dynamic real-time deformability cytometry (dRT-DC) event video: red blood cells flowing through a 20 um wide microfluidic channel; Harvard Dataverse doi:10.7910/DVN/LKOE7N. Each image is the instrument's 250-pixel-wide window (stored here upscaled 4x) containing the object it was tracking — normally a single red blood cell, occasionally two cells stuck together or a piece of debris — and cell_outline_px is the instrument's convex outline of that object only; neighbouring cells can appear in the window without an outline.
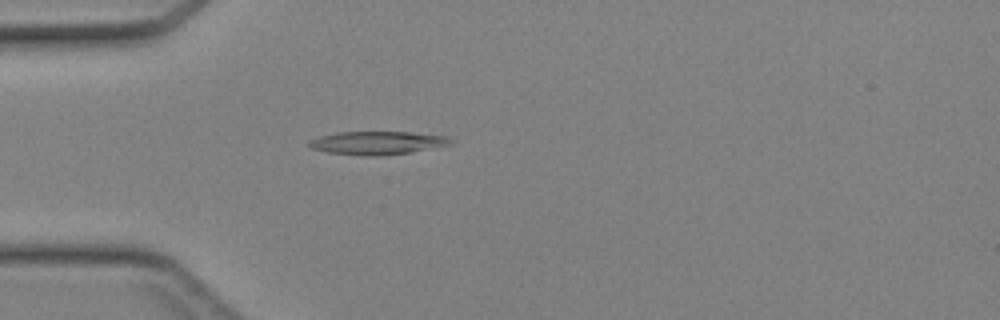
{"species": "Egyptian fruit bat (a non-hibernating species)", "species_latin": "Rousettus aegyptiacus", "temperature_condition": "cold", "stored_images_in_passage": 32, "camera_frame_rate_fps": 3000, "um_per_image_px": 0.085, "animal": {"sex": "female"}, "frame": {"image": 1, "passage_image": 1, "time_ms": 0.0, "image_size_px": [1000, 320], "cell_outline_px": [[452, 144], [412, 152], [384, 156], [360, 156], [328, 152], [312, 148], [308, 144], [308, 140], [320, 136], [336, 132], [412, 132], [448, 136], [452, 140]], "centroid_in_image_um": [32.08, 12.15], "position_along_channel_um": 52.9, "area_um2": 19.36}}
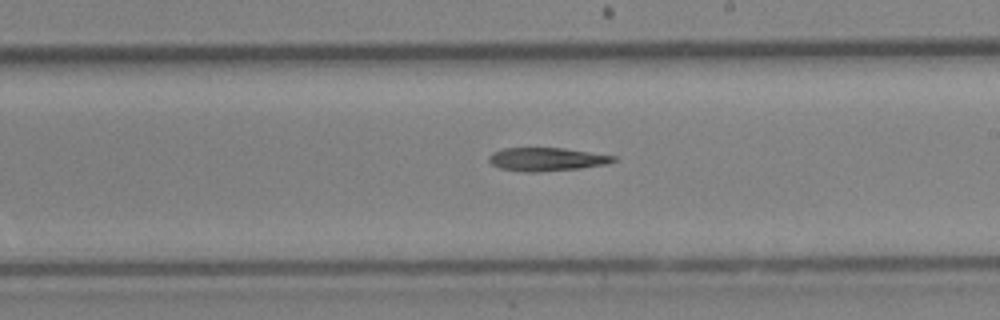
{"frame": {"image": 2, "passage_image": 14, "time_ms": 4.333, "image_size_px": [1000, 320], "cell_outline_px": [[620, 160], [608, 164], [580, 168], [540, 172], [524, 172], [500, 168], [492, 164], [488, 160], [488, 156], [492, 152], [504, 148], [564, 148], [616, 156]], "centroid_in_image_um": [46.49, 13.54], "position_along_channel_um": 242.5, "area_um2": 17.11}}
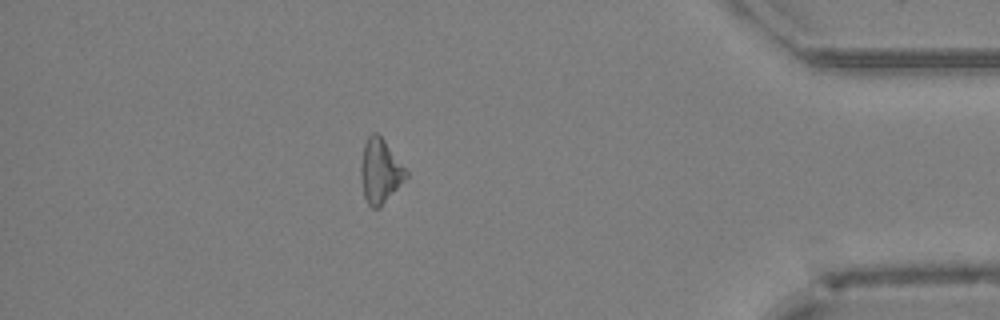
{"frame": {"image": 3, "passage_image": 27, "time_ms": 8.667, "image_size_px": [1000, 320], "cell_outline_px": [[408, 176], [380, 208], [372, 208], [368, 204], [364, 196], [360, 176], [360, 168], [364, 144], [368, 136], [372, 132], [376, 132], [384, 140], [408, 172]], "centroid_in_image_um": [32.3, 14.56], "position_along_channel_um": 402.9, "area_um2": 16.82}}